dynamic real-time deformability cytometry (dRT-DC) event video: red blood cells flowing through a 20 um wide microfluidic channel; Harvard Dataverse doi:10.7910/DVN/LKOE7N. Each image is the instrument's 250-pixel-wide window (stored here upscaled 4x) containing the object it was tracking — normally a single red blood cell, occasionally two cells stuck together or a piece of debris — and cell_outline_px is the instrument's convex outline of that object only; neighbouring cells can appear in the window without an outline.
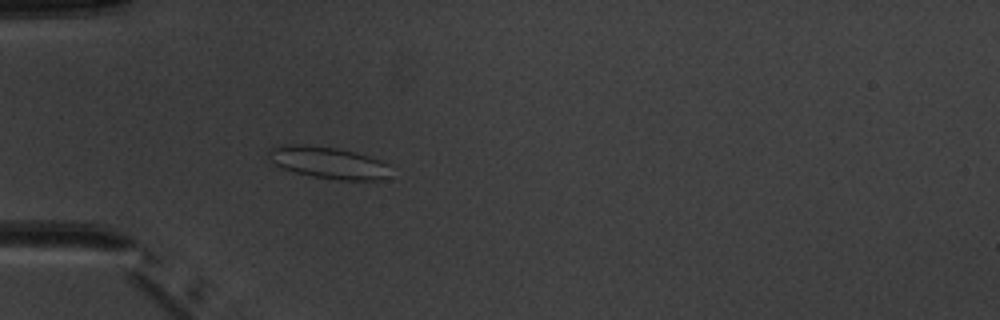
{"species": "common noctule bat (a hibernating species)", "species_latin": "Nyctalus noctula", "temperature_condition": "warm", "stored_images_in_passage": 5, "camera_frame_rate_fps": 3000, "um_per_image_px": 0.085, "animal": {"sex": "male", "body_mass_g": 20.1, "forearm_length_mm": 53.5}, "frame": {"image": 1, "passage_image": 5, "time_ms": 4.667, "image_size_px": [1000, 320], "cell_outline_px": [[388, 176], [380, 180], [340, 180], [312, 176], [296, 172], [284, 168], [276, 164], [268, 156], [268, 148], [288, 144], [304, 144], [336, 148], [356, 152], [380, 160], [388, 164]], "centroid_in_image_um": [27.9, 13.81], "position_along_channel_um": 57.1, "area_um2": 22.43}}